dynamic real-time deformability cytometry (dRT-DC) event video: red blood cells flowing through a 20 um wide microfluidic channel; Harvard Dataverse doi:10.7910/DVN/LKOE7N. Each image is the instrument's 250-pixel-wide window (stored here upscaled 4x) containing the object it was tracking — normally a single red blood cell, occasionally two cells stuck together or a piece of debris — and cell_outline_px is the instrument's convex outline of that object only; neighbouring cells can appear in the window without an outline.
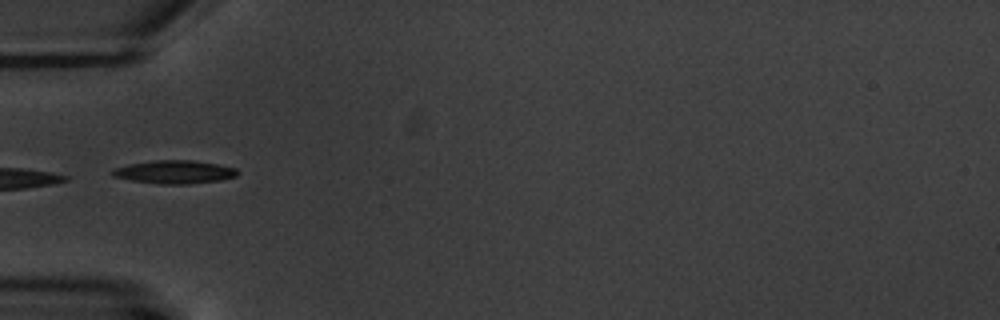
{"species": "common noctule bat (a hibernating species)", "species_latin": "Nyctalus noctula", "temperature_condition": "warm", "stored_images_in_passage": 6, "camera_frame_rate_fps": 3000, "um_per_image_px": 0.085, "animal": {"sex": "male", "body_mass_g": 20.1, "forearm_length_mm": 53.5}, "frame": {"image": 1, "passage_image": 4, "time_ms": 3.333, "image_size_px": [1000, 320], "cell_outline_px": [[240, 172], [236, 176], [220, 180], [188, 184], [160, 184], [132, 180], [112, 176], [108, 172], [112, 168], [128, 164], [156, 160], [192, 160], [216, 164], [236, 168]], "centroid_in_image_um": [14.79, 14.61], "position_along_channel_um": 70.2, "area_um2": 16.99}}
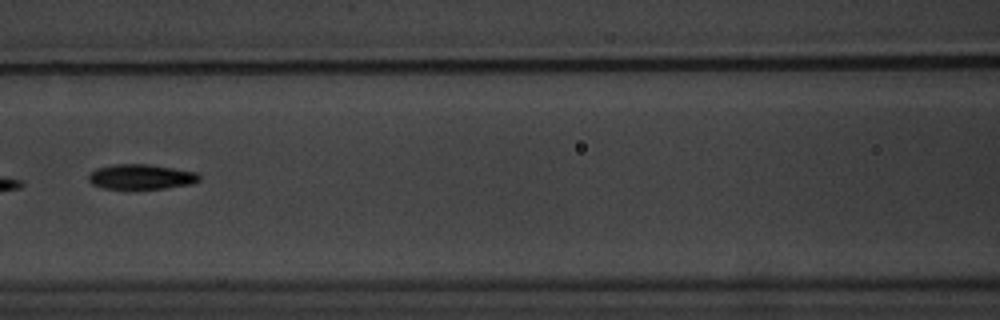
{"frame": {"image": 2, "passage_image": 6, "time_ms": 5.667, "image_size_px": [1000, 320], "cell_outline_px": [[200, 180], [188, 184], [164, 188], [104, 188], [92, 184], [88, 180], [88, 176], [96, 168], [112, 164], [148, 164], [196, 172], [200, 176]], "centroid_in_image_um": [11.96, 15.01], "position_along_channel_um": 154.6, "area_um2": 15.84}}